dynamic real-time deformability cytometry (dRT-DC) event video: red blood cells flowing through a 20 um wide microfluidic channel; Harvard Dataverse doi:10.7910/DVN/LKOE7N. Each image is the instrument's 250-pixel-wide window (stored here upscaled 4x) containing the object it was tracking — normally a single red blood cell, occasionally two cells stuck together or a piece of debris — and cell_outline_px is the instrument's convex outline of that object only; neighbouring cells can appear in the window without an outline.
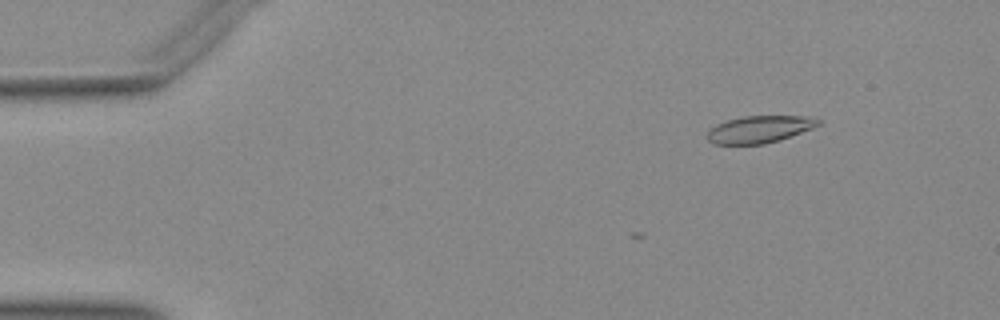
{"species": "Egyptian fruit bat (a non-hibernating species)", "species_latin": "Rousettus aegyptiacus", "temperature_condition": "warm", "stored_images_in_passage": 15, "camera_frame_rate_fps": 3000, "um_per_image_px": 0.085, "animal": {"sex": "female"}, "frame": {"image": 1, "passage_image": 1, "time_ms": 0.0, "image_size_px": [1000, 320], "cell_outline_px": [[820, 124], [812, 128], [764, 144], [716, 144], [708, 140], [708, 132], [716, 124], [728, 120], [744, 116], [808, 116], [820, 120]], "centroid_in_image_um": [64.54, 10.98], "position_along_channel_um": 20.5, "area_um2": 17.11}}
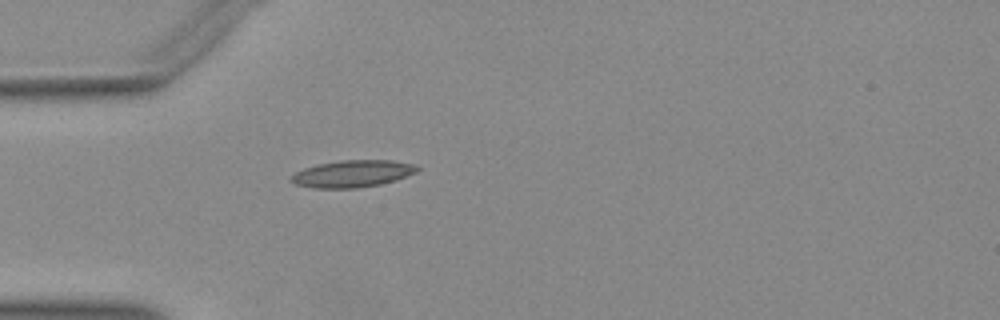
{"frame": {"image": 2, "passage_image": 10, "time_ms": 3.0, "image_size_px": [1000, 320], "cell_outline_px": [[420, 168], [416, 172], [396, 180], [380, 184], [356, 188], [316, 188], [296, 184], [288, 180], [296, 172], [304, 168], [316, 164], [340, 160], [392, 160], [416, 164]], "centroid_in_image_um": [29.98, 14.75], "position_along_channel_um": 55.0, "area_um2": 19.88}}
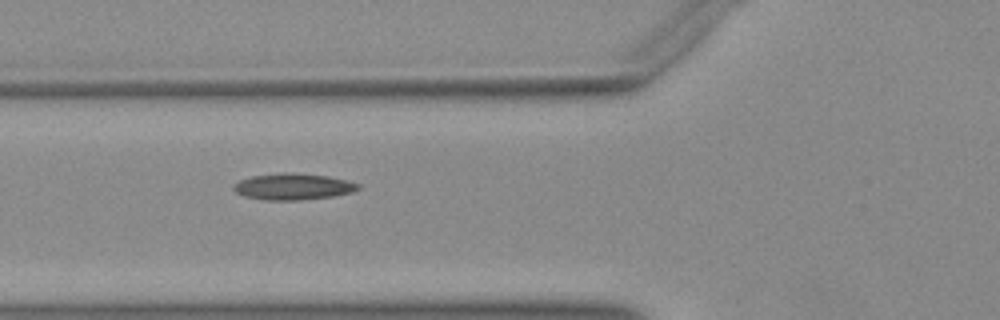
{"frame": {"image": 3, "passage_image": 14, "time_ms": 4.333, "image_size_px": [1000, 320], "cell_outline_px": [[360, 188], [352, 192], [332, 196], [300, 200], [264, 200], [244, 196], [236, 192], [232, 188], [232, 184], [240, 180], [252, 176], [284, 172], [328, 176], [348, 180], [360, 184]], "centroid_in_image_um": [24.9, 15.86], "position_along_channel_um": 100.9, "area_um2": 19.13}}